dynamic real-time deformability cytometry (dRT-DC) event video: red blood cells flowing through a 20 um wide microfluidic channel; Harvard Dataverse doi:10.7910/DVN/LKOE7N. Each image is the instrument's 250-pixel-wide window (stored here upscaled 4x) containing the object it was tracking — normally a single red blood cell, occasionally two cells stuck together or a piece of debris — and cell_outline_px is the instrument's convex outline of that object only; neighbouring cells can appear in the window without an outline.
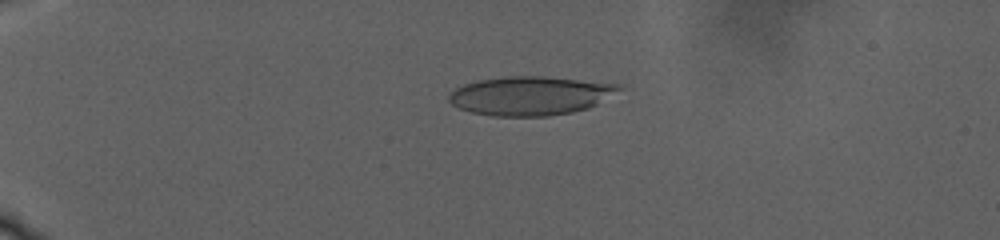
{"species": "human", "species_latin": "Homo sapiens", "temperature_condition": "warm", "stored_images_in_passage": 50, "camera_frame_rate_fps": 3000, "um_per_image_px": 0.085, "donor": {"sex": "male"}, "frame": {"image": 1, "passage_image": 35, "time_ms": 7.667, "image_size_px": [1000, 240], "cell_outline_px": [[624, 88], [596, 104], [588, 108], [572, 112], [548, 116], [492, 116], [472, 112], [460, 108], [452, 104], [448, 100], [448, 96], [456, 88], [464, 84], [476, 80], [504, 76], [544, 76], [624, 84]], "centroid_in_image_um": [45.1, 8.12], "position_along_channel_um": 39.9, "area_um2": 38.67}}